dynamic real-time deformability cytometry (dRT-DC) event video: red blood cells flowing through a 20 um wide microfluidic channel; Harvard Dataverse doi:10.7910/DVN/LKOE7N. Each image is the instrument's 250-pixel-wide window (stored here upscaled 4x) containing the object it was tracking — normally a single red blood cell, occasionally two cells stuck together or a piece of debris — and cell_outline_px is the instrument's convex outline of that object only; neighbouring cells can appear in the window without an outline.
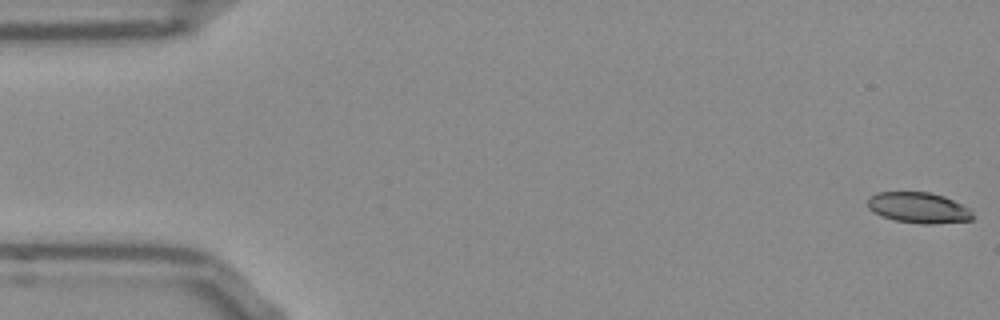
{"species": "Egyptian fruit bat (a non-hibernating species)", "species_latin": "Rousettus aegyptiacus", "temperature_condition": "room temperature", "stored_images_in_passage": 8, "camera_frame_rate_fps": 3000, "um_per_image_px": 0.085, "frame": {"image": 1, "passage_image": 1, "time_ms": 0.0, "image_size_px": [1000, 320], "cell_outline_px": [[976, 216], [972, 220], [932, 224], [924, 224], [896, 220], [880, 216], [872, 212], [868, 208], [868, 196], [876, 192], [928, 192], [944, 196], [968, 208]], "centroid_in_image_um": [78.05, 17.65], "position_along_channel_um": 6.9, "area_um2": 18.9}}